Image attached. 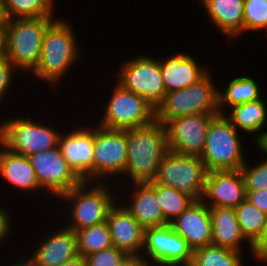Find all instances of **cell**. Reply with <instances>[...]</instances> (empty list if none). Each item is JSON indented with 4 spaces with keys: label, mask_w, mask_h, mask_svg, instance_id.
<instances>
[{
    "label": "cell",
    "mask_w": 267,
    "mask_h": 266,
    "mask_svg": "<svg viewBox=\"0 0 267 266\" xmlns=\"http://www.w3.org/2000/svg\"><path fill=\"white\" fill-rule=\"evenodd\" d=\"M78 254L83 257L113 246L107 222L75 231Z\"/></svg>",
    "instance_id": "cell-30"
},
{
    "label": "cell",
    "mask_w": 267,
    "mask_h": 266,
    "mask_svg": "<svg viewBox=\"0 0 267 266\" xmlns=\"http://www.w3.org/2000/svg\"><path fill=\"white\" fill-rule=\"evenodd\" d=\"M118 266H149L141 255H127Z\"/></svg>",
    "instance_id": "cell-39"
},
{
    "label": "cell",
    "mask_w": 267,
    "mask_h": 266,
    "mask_svg": "<svg viewBox=\"0 0 267 266\" xmlns=\"http://www.w3.org/2000/svg\"><path fill=\"white\" fill-rule=\"evenodd\" d=\"M252 253L256 260L267 263V217L262 234L252 244Z\"/></svg>",
    "instance_id": "cell-36"
},
{
    "label": "cell",
    "mask_w": 267,
    "mask_h": 266,
    "mask_svg": "<svg viewBox=\"0 0 267 266\" xmlns=\"http://www.w3.org/2000/svg\"><path fill=\"white\" fill-rule=\"evenodd\" d=\"M236 219L242 234L248 240V245L252 253V244L263 232L267 214L245 199L238 207L234 208Z\"/></svg>",
    "instance_id": "cell-28"
},
{
    "label": "cell",
    "mask_w": 267,
    "mask_h": 266,
    "mask_svg": "<svg viewBox=\"0 0 267 266\" xmlns=\"http://www.w3.org/2000/svg\"><path fill=\"white\" fill-rule=\"evenodd\" d=\"M127 164V130L108 129L95 124L93 183L124 173Z\"/></svg>",
    "instance_id": "cell-12"
},
{
    "label": "cell",
    "mask_w": 267,
    "mask_h": 266,
    "mask_svg": "<svg viewBox=\"0 0 267 266\" xmlns=\"http://www.w3.org/2000/svg\"><path fill=\"white\" fill-rule=\"evenodd\" d=\"M92 184L94 185L89 188L87 186L91 185L90 182L83 181L60 197L71 203V211L68 213L70 223L64 225L68 229L77 231L106 221L109 210L118 197L112 193L113 190L110 191L106 182Z\"/></svg>",
    "instance_id": "cell-6"
},
{
    "label": "cell",
    "mask_w": 267,
    "mask_h": 266,
    "mask_svg": "<svg viewBox=\"0 0 267 266\" xmlns=\"http://www.w3.org/2000/svg\"><path fill=\"white\" fill-rule=\"evenodd\" d=\"M155 198L168 223L181 215L196 201L187 194L157 182H155Z\"/></svg>",
    "instance_id": "cell-29"
},
{
    "label": "cell",
    "mask_w": 267,
    "mask_h": 266,
    "mask_svg": "<svg viewBox=\"0 0 267 266\" xmlns=\"http://www.w3.org/2000/svg\"><path fill=\"white\" fill-rule=\"evenodd\" d=\"M6 16L3 10V2L0 0V26H4L6 24Z\"/></svg>",
    "instance_id": "cell-42"
},
{
    "label": "cell",
    "mask_w": 267,
    "mask_h": 266,
    "mask_svg": "<svg viewBox=\"0 0 267 266\" xmlns=\"http://www.w3.org/2000/svg\"><path fill=\"white\" fill-rule=\"evenodd\" d=\"M208 71L200 80L180 90L166 92L163 101L155 109V121L167 120L192 114H219V88ZM213 79V80H212Z\"/></svg>",
    "instance_id": "cell-3"
},
{
    "label": "cell",
    "mask_w": 267,
    "mask_h": 266,
    "mask_svg": "<svg viewBox=\"0 0 267 266\" xmlns=\"http://www.w3.org/2000/svg\"><path fill=\"white\" fill-rule=\"evenodd\" d=\"M260 90L257 80L255 81V79H252L250 76H238L233 78L226 88H224V92L220 90L218 92L219 113H226L224 106L229 109L243 103L261 99Z\"/></svg>",
    "instance_id": "cell-26"
},
{
    "label": "cell",
    "mask_w": 267,
    "mask_h": 266,
    "mask_svg": "<svg viewBox=\"0 0 267 266\" xmlns=\"http://www.w3.org/2000/svg\"><path fill=\"white\" fill-rule=\"evenodd\" d=\"M239 131L224 114L215 115L207 129L206 141L200 159L206 170H239L246 162Z\"/></svg>",
    "instance_id": "cell-5"
},
{
    "label": "cell",
    "mask_w": 267,
    "mask_h": 266,
    "mask_svg": "<svg viewBox=\"0 0 267 266\" xmlns=\"http://www.w3.org/2000/svg\"><path fill=\"white\" fill-rule=\"evenodd\" d=\"M267 156V154H266ZM246 160L243 166L239 169L245 191H257L267 188V157L263 159L256 166H250Z\"/></svg>",
    "instance_id": "cell-33"
},
{
    "label": "cell",
    "mask_w": 267,
    "mask_h": 266,
    "mask_svg": "<svg viewBox=\"0 0 267 266\" xmlns=\"http://www.w3.org/2000/svg\"><path fill=\"white\" fill-rule=\"evenodd\" d=\"M112 90L98 125L108 129L127 130L145 127L155 121V108L143 97L118 83Z\"/></svg>",
    "instance_id": "cell-9"
},
{
    "label": "cell",
    "mask_w": 267,
    "mask_h": 266,
    "mask_svg": "<svg viewBox=\"0 0 267 266\" xmlns=\"http://www.w3.org/2000/svg\"><path fill=\"white\" fill-rule=\"evenodd\" d=\"M27 157L42 191H46L56 198H60L83 182L69 167L58 145Z\"/></svg>",
    "instance_id": "cell-13"
},
{
    "label": "cell",
    "mask_w": 267,
    "mask_h": 266,
    "mask_svg": "<svg viewBox=\"0 0 267 266\" xmlns=\"http://www.w3.org/2000/svg\"><path fill=\"white\" fill-rule=\"evenodd\" d=\"M229 113L224 115L230 120L231 124L239 131H244L248 134H257L255 143L257 146L265 139L267 130H263L267 123V106L264 99H259L253 102L243 103L231 107ZM260 131V133H259Z\"/></svg>",
    "instance_id": "cell-25"
},
{
    "label": "cell",
    "mask_w": 267,
    "mask_h": 266,
    "mask_svg": "<svg viewBox=\"0 0 267 266\" xmlns=\"http://www.w3.org/2000/svg\"><path fill=\"white\" fill-rule=\"evenodd\" d=\"M257 147L262 153L267 154V134L265 139Z\"/></svg>",
    "instance_id": "cell-43"
},
{
    "label": "cell",
    "mask_w": 267,
    "mask_h": 266,
    "mask_svg": "<svg viewBox=\"0 0 267 266\" xmlns=\"http://www.w3.org/2000/svg\"><path fill=\"white\" fill-rule=\"evenodd\" d=\"M241 252L208 245L193 250L190 266H243Z\"/></svg>",
    "instance_id": "cell-31"
},
{
    "label": "cell",
    "mask_w": 267,
    "mask_h": 266,
    "mask_svg": "<svg viewBox=\"0 0 267 266\" xmlns=\"http://www.w3.org/2000/svg\"><path fill=\"white\" fill-rule=\"evenodd\" d=\"M217 114L198 113L167 120L168 148L175 153L200 157L205 146L208 125Z\"/></svg>",
    "instance_id": "cell-14"
},
{
    "label": "cell",
    "mask_w": 267,
    "mask_h": 266,
    "mask_svg": "<svg viewBox=\"0 0 267 266\" xmlns=\"http://www.w3.org/2000/svg\"><path fill=\"white\" fill-rule=\"evenodd\" d=\"M212 224V245L242 253V243L247 239L242 234L234 208L209 207Z\"/></svg>",
    "instance_id": "cell-24"
},
{
    "label": "cell",
    "mask_w": 267,
    "mask_h": 266,
    "mask_svg": "<svg viewBox=\"0 0 267 266\" xmlns=\"http://www.w3.org/2000/svg\"><path fill=\"white\" fill-rule=\"evenodd\" d=\"M0 145V178L8 185L24 192H39L42 188L27 156L17 154Z\"/></svg>",
    "instance_id": "cell-22"
},
{
    "label": "cell",
    "mask_w": 267,
    "mask_h": 266,
    "mask_svg": "<svg viewBox=\"0 0 267 266\" xmlns=\"http://www.w3.org/2000/svg\"><path fill=\"white\" fill-rule=\"evenodd\" d=\"M18 71L7 58L0 59V103L3 102L5 96H7L8 90L11 92L12 79ZM10 88V89H9ZM2 101V102H1Z\"/></svg>",
    "instance_id": "cell-35"
},
{
    "label": "cell",
    "mask_w": 267,
    "mask_h": 266,
    "mask_svg": "<svg viewBox=\"0 0 267 266\" xmlns=\"http://www.w3.org/2000/svg\"><path fill=\"white\" fill-rule=\"evenodd\" d=\"M119 72V73H118ZM117 72L121 87L143 97L155 109L163 101L166 88L160 71L159 60L140 55L122 62Z\"/></svg>",
    "instance_id": "cell-10"
},
{
    "label": "cell",
    "mask_w": 267,
    "mask_h": 266,
    "mask_svg": "<svg viewBox=\"0 0 267 266\" xmlns=\"http://www.w3.org/2000/svg\"><path fill=\"white\" fill-rule=\"evenodd\" d=\"M208 171L197 156L168 151L162 158L155 182L202 200Z\"/></svg>",
    "instance_id": "cell-8"
},
{
    "label": "cell",
    "mask_w": 267,
    "mask_h": 266,
    "mask_svg": "<svg viewBox=\"0 0 267 266\" xmlns=\"http://www.w3.org/2000/svg\"><path fill=\"white\" fill-rule=\"evenodd\" d=\"M127 254L111 246L110 248L85 256L86 266H118Z\"/></svg>",
    "instance_id": "cell-34"
},
{
    "label": "cell",
    "mask_w": 267,
    "mask_h": 266,
    "mask_svg": "<svg viewBox=\"0 0 267 266\" xmlns=\"http://www.w3.org/2000/svg\"><path fill=\"white\" fill-rule=\"evenodd\" d=\"M244 31H267V0H244Z\"/></svg>",
    "instance_id": "cell-32"
},
{
    "label": "cell",
    "mask_w": 267,
    "mask_h": 266,
    "mask_svg": "<svg viewBox=\"0 0 267 266\" xmlns=\"http://www.w3.org/2000/svg\"><path fill=\"white\" fill-rule=\"evenodd\" d=\"M130 194L124 206L144 229L169 224L155 198V181L133 183Z\"/></svg>",
    "instance_id": "cell-21"
},
{
    "label": "cell",
    "mask_w": 267,
    "mask_h": 266,
    "mask_svg": "<svg viewBox=\"0 0 267 266\" xmlns=\"http://www.w3.org/2000/svg\"><path fill=\"white\" fill-rule=\"evenodd\" d=\"M246 199L239 170L212 171L206 176L202 201L209 207L236 208Z\"/></svg>",
    "instance_id": "cell-16"
},
{
    "label": "cell",
    "mask_w": 267,
    "mask_h": 266,
    "mask_svg": "<svg viewBox=\"0 0 267 266\" xmlns=\"http://www.w3.org/2000/svg\"><path fill=\"white\" fill-rule=\"evenodd\" d=\"M168 151L162 123L154 121L145 127L127 129V164L123 175L130 176L132 184L154 181Z\"/></svg>",
    "instance_id": "cell-1"
},
{
    "label": "cell",
    "mask_w": 267,
    "mask_h": 266,
    "mask_svg": "<svg viewBox=\"0 0 267 266\" xmlns=\"http://www.w3.org/2000/svg\"><path fill=\"white\" fill-rule=\"evenodd\" d=\"M11 266H33L28 260H18L17 262L13 263Z\"/></svg>",
    "instance_id": "cell-44"
},
{
    "label": "cell",
    "mask_w": 267,
    "mask_h": 266,
    "mask_svg": "<svg viewBox=\"0 0 267 266\" xmlns=\"http://www.w3.org/2000/svg\"><path fill=\"white\" fill-rule=\"evenodd\" d=\"M205 7L208 18L226 35L235 39L244 32V0H198ZM237 36V37H236Z\"/></svg>",
    "instance_id": "cell-23"
},
{
    "label": "cell",
    "mask_w": 267,
    "mask_h": 266,
    "mask_svg": "<svg viewBox=\"0 0 267 266\" xmlns=\"http://www.w3.org/2000/svg\"><path fill=\"white\" fill-rule=\"evenodd\" d=\"M12 220L8 209L0 206V244L2 241H5V239H8L7 237H9L10 230H12Z\"/></svg>",
    "instance_id": "cell-38"
},
{
    "label": "cell",
    "mask_w": 267,
    "mask_h": 266,
    "mask_svg": "<svg viewBox=\"0 0 267 266\" xmlns=\"http://www.w3.org/2000/svg\"><path fill=\"white\" fill-rule=\"evenodd\" d=\"M0 124V142L10 151L29 156L58 145L60 132L31 118L11 117Z\"/></svg>",
    "instance_id": "cell-7"
},
{
    "label": "cell",
    "mask_w": 267,
    "mask_h": 266,
    "mask_svg": "<svg viewBox=\"0 0 267 266\" xmlns=\"http://www.w3.org/2000/svg\"><path fill=\"white\" fill-rule=\"evenodd\" d=\"M7 58V31L6 26H0V59Z\"/></svg>",
    "instance_id": "cell-40"
},
{
    "label": "cell",
    "mask_w": 267,
    "mask_h": 266,
    "mask_svg": "<svg viewBox=\"0 0 267 266\" xmlns=\"http://www.w3.org/2000/svg\"><path fill=\"white\" fill-rule=\"evenodd\" d=\"M159 60V66L166 92L180 90L200 80L209 68L197 63L193 56L187 53H175Z\"/></svg>",
    "instance_id": "cell-20"
},
{
    "label": "cell",
    "mask_w": 267,
    "mask_h": 266,
    "mask_svg": "<svg viewBox=\"0 0 267 266\" xmlns=\"http://www.w3.org/2000/svg\"><path fill=\"white\" fill-rule=\"evenodd\" d=\"M169 224L177 234L186 239L193 250L212 245V224L209 206L202 200L195 201Z\"/></svg>",
    "instance_id": "cell-18"
},
{
    "label": "cell",
    "mask_w": 267,
    "mask_h": 266,
    "mask_svg": "<svg viewBox=\"0 0 267 266\" xmlns=\"http://www.w3.org/2000/svg\"><path fill=\"white\" fill-rule=\"evenodd\" d=\"M55 20L38 17L6 21L7 60L17 70L34 71L40 61L44 34Z\"/></svg>",
    "instance_id": "cell-4"
},
{
    "label": "cell",
    "mask_w": 267,
    "mask_h": 266,
    "mask_svg": "<svg viewBox=\"0 0 267 266\" xmlns=\"http://www.w3.org/2000/svg\"><path fill=\"white\" fill-rule=\"evenodd\" d=\"M90 127L76 128L65 134L60 131L58 147L73 172L82 181L93 183L95 126Z\"/></svg>",
    "instance_id": "cell-15"
},
{
    "label": "cell",
    "mask_w": 267,
    "mask_h": 266,
    "mask_svg": "<svg viewBox=\"0 0 267 266\" xmlns=\"http://www.w3.org/2000/svg\"><path fill=\"white\" fill-rule=\"evenodd\" d=\"M117 202L118 200L109 210L106 219L112 244L127 255H141L144 247V228L125 208L126 202Z\"/></svg>",
    "instance_id": "cell-17"
},
{
    "label": "cell",
    "mask_w": 267,
    "mask_h": 266,
    "mask_svg": "<svg viewBox=\"0 0 267 266\" xmlns=\"http://www.w3.org/2000/svg\"><path fill=\"white\" fill-rule=\"evenodd\" d=\"M43 238L27 260L33 266H57L73 259L78 254L75 231L64 227Z\"/></svg>",
    "instance_id": "cell-19"
},
{
    "label": "cell",
    "mask_w": 267,
    "mask_h": 266,
    "mask_svg": "<svg viewBox=\"0 0 267 266\" xmlns=\"http://www.w3.org/2000/svg\"><path fill=\"white\" fill-rule=\"evenodd\" d=\"M7 20L15 18H55L54 0H2ZM54 3V4H53Z\"/></svg>",
    "instance_id": "cell-27"
},
{
    "label": "cell",
    "mask_w": 267,
    "mask_h": 266,
    "mask_svg": "<svg viewBox=\"0 0 267 266\" xmlns=\"http://www.w3.org/2000/svg\"><path fill=\"white\" fill-rule=\"evenodd\" d=\"M141 256L149 266H190L193 249L185 238L167 224L144 229Z\"/></svg>",
    "instance_id": "cell-11"
},
{
    "label": "cell",
    "mask_w": 267,
    "mask_h": 266,
    "mask_svg": "<svg viewBox=\"0 0 267 266\" xmlns=\"http://www.w3.org/2000/svg\"><path fill=\"white\" fill-rule=\"evenodd\" d=\"M246 199L256 208L267 214V188L257 191H246Z\"/></svg>",
    "instance_id": "cell-37"
},
{
    "label": "cell",
    "mask_w": 267,
    "mask_h": 266,
    "mask_svg": "<svg viewBox=\"0 0 267 266\" xmlns=\"http://www.w3.org/2000/svg\"><path fill=\"white\" fill-rule=\"evenodd\" d=\"M57 266H86V261L82 255H77L73 259Z\"/></svg>",
    "instance_id": "cell-41"
},
{
    "label": "cell",
    "mask_w": 267,
    "mask_h": 266,
    "mask_svg": "<svg viewBox=\"0 0 267 266\" xmlns=\"http://www.w3.org/2000/svg\"><path fill=\"white\" fill-rule=\"evenodd\" d=\"M67 20L57 19L48 27L43 37L41 57L33 75L51 86H58L63 76L81 56L78 40ZM54 84V85H53Z\"/></svg>",
    "instance_id": "cell-2"
}]
</instances>
